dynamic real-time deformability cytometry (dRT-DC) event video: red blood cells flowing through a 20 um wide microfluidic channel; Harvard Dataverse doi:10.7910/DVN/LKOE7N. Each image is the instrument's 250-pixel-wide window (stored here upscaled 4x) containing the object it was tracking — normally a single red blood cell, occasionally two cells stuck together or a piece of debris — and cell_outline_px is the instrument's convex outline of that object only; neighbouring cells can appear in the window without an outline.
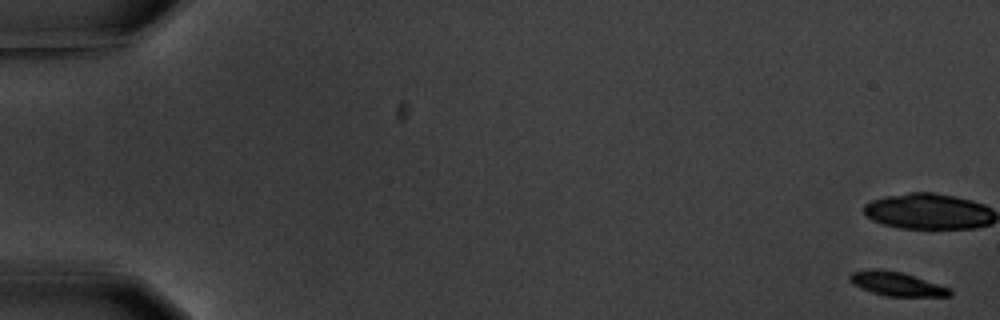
{"species": "common noctule bat (a hibernating species)", "species_latin": "Nyctalus noctula", "temperature_condition": "warm", "stored_images_in_passage": 5, "camera_frame_rate_fps": 3000, "um_per_image_px": 0.085, "animal": {"sex": "male", "body_mass_g": 20.1, "forearm_length_mm": 53.5}, "frame": {"image": 1, "passage_image": 1, "time_ms": 0.0, "image_size_px": [1000, 320], "cell_outline_px": [[952, 296], [884, 296], [860, 288], [852, 284], [848, 276], [852, 272], [900, 272], [948, 288], [952, 292]], "centroid_in_image_um": [76.23, 24.2], "position_along_channel_um": 8.8, "area_um2": 12.95}}